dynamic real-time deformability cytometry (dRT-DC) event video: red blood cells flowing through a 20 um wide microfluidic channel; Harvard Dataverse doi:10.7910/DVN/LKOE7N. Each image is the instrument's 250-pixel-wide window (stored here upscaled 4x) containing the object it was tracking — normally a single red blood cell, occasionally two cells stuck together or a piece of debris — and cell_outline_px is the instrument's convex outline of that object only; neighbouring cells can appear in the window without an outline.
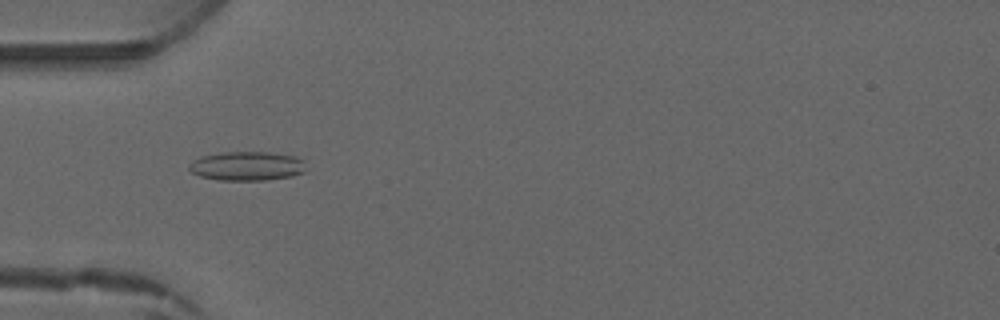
{"species": "common noctule bat (a hibernating species)", "species_latin": "Nyctalus noctula", "temperature_condition": "warm", "stored_images_in_passage": 2, "camera_frame_rate_fps": 3000, "um_per_image_px": 0.085, "animal": {"sex": "male", "forearm_length_mm": 52.5}, "frame": {"image": 1, "passage_image": 2, "time_ms": 2.0, "image_size_px": [1000, 320], "cell_outline_px": [[304, 172], [292, 176], [264, 180], [220, 180], [200, 176], [192, 172], [188, 168], [196, 160], [204, 156], [224, 152], [268, 152], [296, 156], [304, 160]], "centroid_in_image_um": [21.05, 14.11], "position_along_channel_um": 64.0, "area_um2": 19.54}}